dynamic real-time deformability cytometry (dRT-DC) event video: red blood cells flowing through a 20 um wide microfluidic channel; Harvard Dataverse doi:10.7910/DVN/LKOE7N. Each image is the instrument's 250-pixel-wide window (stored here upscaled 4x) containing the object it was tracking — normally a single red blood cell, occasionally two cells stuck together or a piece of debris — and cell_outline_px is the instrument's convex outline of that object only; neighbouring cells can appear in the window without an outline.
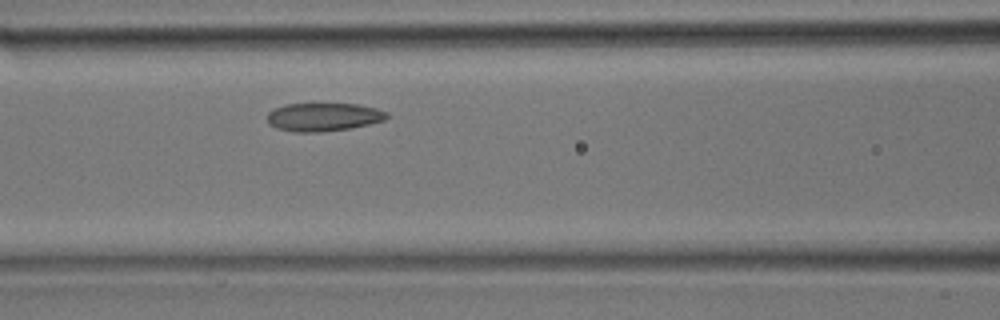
{"species": "common noctule bat (a hibernating species)", "species_latin": "Nyctalus noctula", "temperature_condition": "room temperature", "stored_images_in_passage": 27, "camera_frame_rate_fps": 3000, "um_per_image_px": 0.085, "animal": {"sex": "male", "body_mass_g": 17.9}, "frame": {"image": 1, "passage_image": 8, "time_ms": 2.333, "image_size_px": [1000, 320], "cell_outline_px": [[388, 116], [384, 120], [368, 124], [348, 128], [320, 132], [292, 132], [276, 128], [268, 124], [268, 112], [272, 108], [288, 104], [360, 104], [376, 108], [388, 112]], "centroid_in_image_um": [27.46, 9.94], "position_along_channel_um": 139.1, "area_um2": 19.71}}
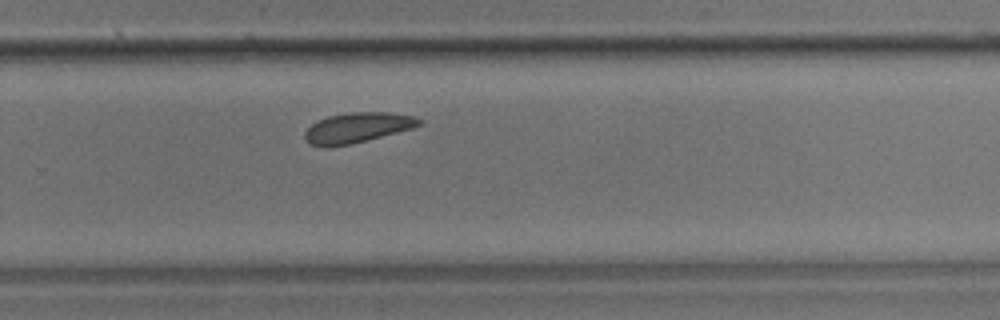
{"frame": {"image": 2, "passage_image": 16, "time_ms": 5.0, "image_size_px": [1000, 320], "cell_outline_px": [[424, 124], [412, 128], [352, 144], [328, 148], [324, 148], [308, 144], [304, 140], [304, 132], [316, 120], [328, 116], [352, 112], [388, 112], [416, 116], [424, 120]], "centroid_in_image_um": [30.35, 10.86], "position_along_channel_um": 299.4, "area_um2": 20.52}}
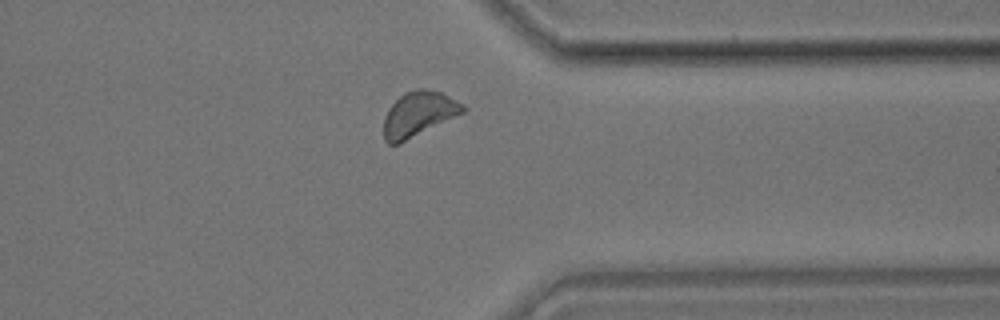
{"frame": {"image": 3, "passage_image": 20, "time_ms": 6.333, "image_size_px": [1000, 320], "cell_outline_px": [[468, 108], [464, 112], [400, 144], [388, 144], [384, 140], [384, 116], [388, 108], [404, 92], [416, 88], [424, 88], [440, 92], [464, 104]], "centroid_in_image_um": [35.57, 9.69], "position_along_channel_um": 375.8, "area_um2": 20.81}}